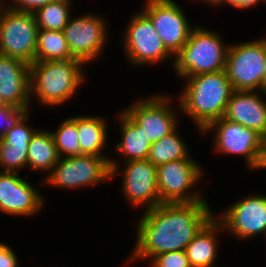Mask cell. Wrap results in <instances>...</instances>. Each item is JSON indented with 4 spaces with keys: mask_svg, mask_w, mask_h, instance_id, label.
Wrapping results in <instances>:
<instances>
[{
    "mask_svg": "<svg viewBox=\"0 0 266 267\" xmlns=\"http://www.w3.org/2000/svg\"><path fill=\"white\" fill-rule=\"evenodd\" d=\"M213 217L208 202L161 203L145 210L137 225V240L129 260L185 250Z\"/></svg>",
    "mask_w": 266,
    "mask_h": 267,
    "instance_id": "6da1fadb",
    "label": "cell"
},
{
    "mask_svg": "<svg viewBox=\"0 0 266 267\" xmlns=\"http://www.w3.org/2000/svg\"><path fill=\"white\" fill-rule=\"evenodd\" d=\"M179 110L192 118L202 132L224 116L234 91L226 70L186 77Z\"/></svg>",
    "mask_w": 266,
    "mask_h": 267,
    "instance_id": "7a4b0ae2",
    "label": "cell"
},
{
    "mask_svg": "<svg viewBox=\"0 0 266 267\" xmlns=\"http://www.w3.org/2000/svg\"><path fill=\"white\" fill-rule=\"evenodd\" d=\"M83 65L79 59L35 61L30 64L31 95L42 105H62L84 81Z\"/></svg>",
    "mask_w": 266,
    "mask_h": 267,
    "instance_id": "3957f363",
    "label": "cell"
},
{
    "mask_svg": "<svg viewBox=\"0 0 266 267\" xmlns=\"http://www.w3.org/2000/svg\"><path fill=\"white\" fill-rule=\"evenodd\" d=\"M219 35L193 27L187 42L173 58L176 75L186 78L225 70L229 45L225 46Z\"/></svg>",
    "mask_w": 266,
    "mask_h": 267,
    "instance_id": "277c9868",
    "label": "cell"
},
{
    "mask_svg": "<svg viewBox=\"0 0 266 267\" xmlns=\"http://www.w3.org/2000/svg\"><path fill=\"white\" fill-rule=\"evenodd\" d=\"M119 167L117 161L109 157L92 155L61 157L42 183L69 189L92 186L119 174L117 173Z\"/></svg>",
    "mask_w": 266,
    "mask_h": 267,
    "instance_id": "5b68a950",
    "label": "cell"
},
{
    "mask_svg": "<svg viewBox=\"0 0 266 267\" xmlns=\"http://www.w3.org/2000/svg\"><path fill=\"white\" fill-rule=\"evenodd\" d=\"M38 26L34 12L0 9V54L35 62Z\"/></svg>",
    "mask_w": 266,
    "mask_h": 267,
    "instance_id": "8992f818",
    "label": "cell"
},
{
    "mask_svg": "<svg viewBox=\"0 0 266 267\" xmlns=\"http://www.w3.org/2000/svg\"><path fill=\"white\" fill-rule=\"evenodd\" d=\"M226 72L236 91L262 89L265 72V39L229 45Z\"/></svg>",
    "mask_w": 266,
    "mask_h": 267,
    "instance_id": "52a82bcc",
    "label": "cell"
},
{
    "mask_svg": "<svg viewBox=\"0 0 266 267\" xmlns=\"http://www.w3.org/2000/svg\"><path fill=\"white\" fill-rule=\"evenodd\" d=\"M202 173L203 170L193 159H181L157 166L161 203L207 202L200 192H189L200 180Z\"/></svg>",
    "mask_w": 266,
    "mask_h": 267,
    "instance_id": "ba28073f",
    "label": "cell"
},
{
    "mask_svg": "<svg viewBox=\"0 0 266 267\" xmlns=\"http://www.w3.org/2000/svg\"><path fill=\"white\" fill-rule=\"evenodd\" d=\"M210 131L215 132V151L242 155L250 169L259 167L264 144L261 134L224 117L214 121L202 133Z\"/></svg>",
    "mask_w": 266,
    "mask_h": 267,
    "instance_id": "9c48e42d",
    "label": "cell"
},
{
    "mask_svg": "<svg viewBox=\"0 0 266 267\" xmlns=\"http://www.w3.org/2000/svg\"><path fill=\"white\" fill-rule=\"evenodd\" d=\"M125 29L124 53L132 65L154 64L174 57L164 46L151 20L141 11L131 17Z\"/></svg>",
    "mask_w": 266,
    "mask_h": 267,
    "instance_id": "30bf717a",
    "label": "cell"
},
{
    "mask_svg": "<svg viewBox=\"0 0 266 267\" xmlns=\"http://www.w3.org/2000/svg\"><path fill=\"white\" fill-rule=\"evenodd\" d=\"M142 12L151 20L166 49L175 56L193 28L174 0H147Z\"/></svg>",
    "mask_w": 266,
    "mask_h": 267,
    "instance_id": "8fae6325",
    "label": "cell"
},
{
    "mask_svg": "<svg viewBox=\"0 0 266 267\" xmlns=\"http://www.w3.org/2000/svg\"><path fill=\"white\" fill-rule=\"evenodd\" d=\"M107 25L99 15L84 14L79 18H70L63 29L71 55L84 64L93 61L103 51L107 41Z\"/></svg>",
    "mask_w": 266,
    "mask_h": 267,
    "instance_id": "7c38bea8",
    "label": "cell"
},
{
    "mask_svg": "<svg viewBox=\"0 0 266 267\" xmlns=\"http://www.w3.org/2000/svg\"><path fill=\"white\" fill-rule=\"evenodd\" d=\"M170 98L157 95L134 102L124 111L140 126L151 143L173 132L178 126Z\"/></svg>",
    "mask_w": 266,
    "mask_h": 267,
    "instance_id": "4fadbf2b",
    "label": "cell"
},
{
    "mask_svg": "<svg viewBox=\"0 0 266 267\" xmlns=\"http://www.w3.org/2000/svg\"><path fill=\"white\" fill-rule=\"evenodd\" d=\"M216 218L223 229L232 232L239 240L265 234L266 236V196H247L235 202Z\"/></svg>",
    "mask_w": 266,
    "mask_h": 267,
    "instance_id": "5bb4252c",
    "label": "cell"
},
{
    "mask_svg": "<svg viewBox=\"0 0 266 267\" xmlns=\"http://www.w3.org/2000/svg\"><path fill=\"white\" fill-rule=\"evenodd\" d=\"M123 170L122 192L132 206L145 205L146 210L161 204L157 184V166L148 159L126 162ZM147 205V206H146Z\"/></svg>",
    "mask_w": 266,
    "mask_h": 267,
    "instance_id": "9a60e30c",
    "label": "cell"
},
{
    "mask_svg": "<svg viewBox=\"0 0 266 267\" xmlns=\"http://www.w3.org/2000/svg\"><path fill=\"white\" fill-rule=\"evenodd\" d=\"M17 172H0V212L9 215H35L44 204L36 187Z\"/></svg>",
    "mask_w": 266,
    "mask_h": 267,
    "instance_id": "2e32d148",
    "label": "cell"
},
{
    "mask_svg": "<svg viewBox=\"0 0 266 267\" xmlns=\"http://www.w3.org/2000/svg\"><path fill=\"white\" fill-rule=\"evenodd\" d=\"M0 97L5 104L29 109L32 98L29 64L0 54Z\"/></svg>",
    "mask_w": 266,
    "mask_h": 267,
    "instance_id": "e0dca14e",
    "label": "cell"
},
{
    "mask_svg": "<svg viewBox=\"0 0 266 267\" xmlns=\"http://www.w3.org/2000/svg\"><path fill=\"white\" fill-rule=\"evenodd\" d=\"M256 91L234 90L227 104L224 118L266 136V100Z\"/></svg>",
    "mask_w": 266,
    "mask_h": 267,
    "instance_id": "ac0fdd59",
    "label": "cell"
},
{
    "mask_svg": "<svg viewBox=\"0 0 266 267\" xmlns=\"http://www.w3.org/2000/svg\"><path fill=\"white\" fill-rule=\"evenodd\" d=\"M223 227L216 215L197 233L185 249L192 267H216L217 232Z\"/></svg>",
    "mask_w": 266,
    "mask_h": 267,
    "instance_id": "d6986e66",
    "label": "cell"
},
{
    "mask_svg": "<svg viewBox=\"0 0 266 267\" xmlns=\"http://www.w3.org/2000/svg\"><path fill=\"white\" fill-rule=\"evenodd\" d=\"M119 117L122 141L115 145V149L126 158V162L148 159L152 143L144 134L142 127L125 111L121 112Z\"/></svg>",
    "mask_w": 266,
    "mask_h": 267,
    "instance_id": "ffe728a7",
    "label": "cell"
},
{
    "mask_svg": "<svg viewBox=\"0 0 266 267\" xmlns=\"http://www.w3.org/2000/svg\"><path fill=\"white\" fill-rule=\"evenodd\" d=\"M77 131L82 155L108 157L102 154L107 142V122L99 116H77Z\"/></svg>",
    "mask_w": 266,
    "mask_h": 267,
    "instance_id": "44dd1931",
    "label": "cell"
},
{
    "mask_svg": "<svg viewBox=\"0 0 266 267\" xmlns=\"http://www.w3.org/2000/svg\"><path fill=\"white\" fill-rule=\"evenodd\" d=\"M28 167L48 174L59 161V155L50 131L36 130L29 142Z\"/></svg>",
    "mask_w": 266,
    "mask_h": 267,
    "instance_id": "7402d4cb",
    "label": "cell"
},
{
    "mask_svg": "<svg viewBox=\"0 0 266 267\" xmlns=\"http://www.w3.org/2000/svg\"><path fill=\"white\" fill-rule=\"evenodd\" d=\"M71 55L63 31L38 29L35 61H67Z\"/></svg>",
    "mask_w": 266,
    "mask_h": 267,
    "instance_id": "603a6c76",
    "label": "cell"
},
{
    "mask_svg": "<svg viewBox=\"0 0 266 267\" xmlns=\"http://www.w3.org/2000/svg\"><path fill=\"white\" fill-rule=\"evenodd\" d=\"M175 129L170 134L151 144L148 160L159 166L164 163L178 161L181 159H191L186 143L181 139Z\"/></svg>",
    "mask_w": 266,
    "mask_h": 267,
    "instance_id": "cb8c5ba5",
    "label": "cell"
},
{
    "mask_svg": "<svg viewBox=\"0 0 266 267\" xmlns=\"http://www.w3.org/2000/svg\"><path fill=\"white\" fill-rule=\"evenodd\" d=\"M70 0H56L38 8L34 14L38 28L63 31L70 20Z\"/></svg>",
    "mask_w": 266,
    "mask_h": 267,
    "instance_id": "d4e9b609",
    "label": "cell"
},
{
    "mask_svg": "<svg viewBox=\"0 0 266 267\" xmlns=\"http://www.w3.org/2000/svg\"><path fill=\"white\" fill-rule=\"evenodd\" d=\"M59 157L82 155L77 131V115L62 121L56 131H50Z\"/></svg>",
    "mask_w": 266,
    "mask_h": 267,
    "instance_id": "484cf974",
    "label": "cell"
},
{
    "mask_svg": "<svg viewBox=\"0 0 266 267\" xmlns=\"http://www.w3.org/2000/svg\"><path fill=\"white\" fill-rule=\"evenodd\" d=\"M29 147H13L0 140V167L4 172H17L28 166Z\"/></svg>",
    "mask_w": 266,
    "mask_h": 267,
    "instance_id": "4316f807",
    "label": "cell"
},
{
    "mask_svg": "<svg viewBox=\"0 0 266 267\" xmlns=\"http://www.w3.org/2000/svg\"><path fill=\"white\" fill-rule=\"evenodd\" d=\"M29 115H25L16 126L7 131V134L2 139L5 143L13 147H29L31 137L36 130L29 127L26 123Z\"/></svg>",
    "mask_w": 266,
    "mask_h": 267,
    "instance_id": "83f0119b",
    "label": "cell"
},
{
    "mask_svg": "<svg viewBox=\"0 0 266 267\" xmlns=\"http://www.w3.org/2000/svg\"><path fill=\"white\" fill-rule=\"evenodd\" d=\"M28 110L10 104L0 105V140L5 137L8 130H11L28 114Z\"/></svg>",
    "mask_w": 266,
    "mask_h": 267,
    "instance_id": "f1b7e54d",
    "label": "cell"
},
{
    "mask_svg": "<svg viewBox=\"0 0 266 267\" xmlns=\"http://www.w3.org/2000/svg\"><path fill=\"white\" fill-rule=\"evenodd\" d=\"M149 260H151V267H192L185 250L166 252L156 255Z\"/></svg>",
    "mask_w": 266,
    "mask_h": 267,
    "instance_id": "f546056e",
    "label": "cell"
},
{
    "mask_svg": "<svg viewBox=\"0 0 266 267\" xmlns=\"http://www.w3.org/2000/svg\"><path fill=\"white\" fill-rule=\"evenodd\" d=\"M12 4H7L10 8L18 11L35 12L38 8L45 6L56 0H12Z\"/></svg>",
    "mask_w": 266,
    "mask_h": 267,
    "instance_id": "4dcf8cb0",
    "label": "cell"
},
{
    "mask_svg": "<svg viewBox=\"0 0 266 267\" xmlns=\"http://www.w3.org/2000/svg\"><path fill=\"white\" fill-rule=\"evenodd\" d=\"M17 256L5 243L0 242V267H18Z\"/></svg>",
    "mask_w": 266,
    "mask_h": 267,
    "instance_id": "1f68e13d",
    "label": "cell"
},
{
    "mask_svg": "<svg viewBox=\"0 0 266 267\" xmlns=\"http://www.w3.org/2000/svg\"><path fill=\"white\" fill-rule=\"evenodd\" d=\"M224 2L236 8L246 9L259 4L261 0H224Z\"/></svg>",
    "mask_w": 266,
    "mask_h": 267,
    "instance_id": "d6a6232c",
    "label": "cell"
},
{
    "mask_svg": "<svg viewBox=\"0 0 266 267\" xmlns=\"http://www.w3.org/2000/svg\"><path fill=\"white\" fill-rule=\"evenodd\" d=\"M257 169H266V147H263L261 161Z\"/></svg>",
    "mask_w": 266,
    "mask_h": 267,
    "instance_id": "836d02e7",
    "label": "cell"
},
{
    "mask_svg": "<svg viewBox=\"0 0 266 267\" xmlns=\"http://www.w3.org/2000/svg\"><path fill=\"white\" fill-rule=\"evenodd\" d=\"M261 92H263L264 95L266 94V38H265V72H264Z\"/></svg>",
    "mask_w": 266,
    "mask_h": 267,
    "instance_id": "e575fe53",
    "label": "cell"
},
{
    "mask_svg": "<svg viewBox=\"0 0 266 267\" xmlns=\"http://www.w3.org/2000/svg\"><path fill=\"white\" fill-rule=\"evenodd\" d=\"M202 2H207V4H211V5H220L221 4H224V0H200Z\"/></svg>",
    "mask_w": 266,
    "mask_h": 267,
    "instance_id": "d590c367",
    "label": "cell"
},
{
    "mask_svg": "<svg viewBox=\"0 0 266 267\" xmlns=\"http://www.w3.org/2000/svg\"><path fill=\"white\" fill-rule=\"evenodd\" d=\"M2 3H4V0H0V9L4 6V4L2 5Z\"/></svg>",
    "mask_w": 266,
    "mask_h": 267,
    "instance_id": "8d00e7d4",
    "label": "cell"
},
{
    "mask_svg": "<svg viewBox=\"0 0 266 267\" xmlns=\"http://www.w3.org/2000/svg\"><path fill=\"white\" fill-rule=\"evenodd\" d=\"M263 147H266V136L264 137V144Z\"/></svg>",
    "mask_w": 266,
    "mask_h": 267,
    "instance_id": "74e56055",
    "label": "cell"
},
{
    "mask_svg": "<svg viewBox=\"0 0 266 267\" xmlns=\"http://www.w3.org/2000/svg\"><path fill=\"white\" fill-rule=\"evenodd\" d=\"M5 104L0 97V105Z\"/></svg>",
    "mask_w": 266,
    "mask_h": 267,
    "instance_id": "f35d334b",
    "label": "cell"
}]
</instances>
